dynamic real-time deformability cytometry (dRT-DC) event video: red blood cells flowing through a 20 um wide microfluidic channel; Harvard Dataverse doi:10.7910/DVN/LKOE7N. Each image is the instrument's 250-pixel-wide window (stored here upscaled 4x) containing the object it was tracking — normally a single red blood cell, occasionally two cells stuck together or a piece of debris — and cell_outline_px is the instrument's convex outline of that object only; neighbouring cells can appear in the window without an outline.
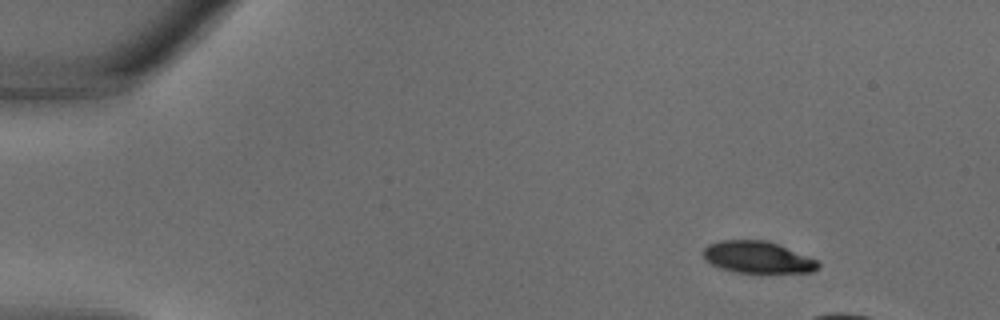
{"species": "common noctule bat (a hibernating species)", "species_latin": "Nyctalus noctula", "temperature_condition": "warm", "stored_images_in_passage": 10, "camera_frame_rate_fps": 3000, "um_per_image_px": 0.085, "animal": {"sex": "male", "body_mass_g": 18.8}, "frame": {"image": 1, "passage_image": 4, "time_ms": 1.0, "image_size_px": [1000, 320], "cell_outline_px": [[820, 264], [812, 272], [736, 272], [720, 268], [704, 260], [704, 248], [708, 244], [720, 240], [764, 240], [776, 244], [820, 260]], "centroid_in_image_um": [64.38, 21.86], "position_along_channel_um": 20.6, "area_um2": 21.1}}